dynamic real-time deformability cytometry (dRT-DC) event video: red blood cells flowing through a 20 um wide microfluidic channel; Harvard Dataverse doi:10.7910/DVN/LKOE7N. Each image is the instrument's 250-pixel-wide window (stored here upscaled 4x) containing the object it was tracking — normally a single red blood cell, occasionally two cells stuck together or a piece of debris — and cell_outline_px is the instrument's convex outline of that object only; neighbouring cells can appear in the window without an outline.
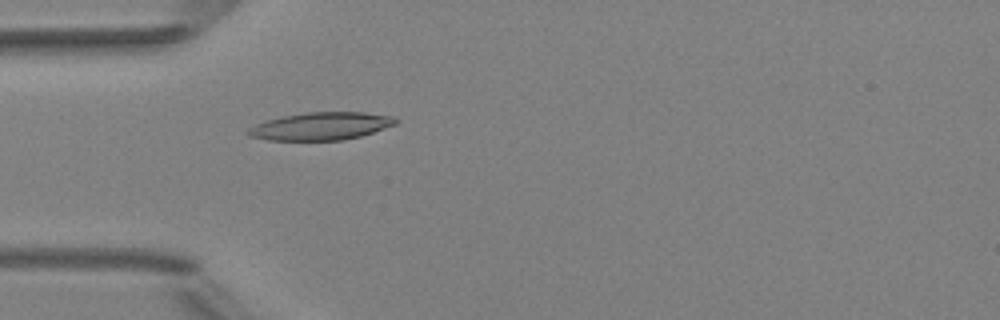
{"species": "Egyptian fruit bat (a non-hibernating species)", "species_latin": "Rousettus aegyptiacus", "temperature_condition": "room temperature", "stored_images_in_passage": 4, "camera_frame_rate_fps": 3000, "um_per_image_px": 0.085, "animal": {"sex": "female"}, "frame": {"image": 1, "passage_image": 4, "time_ms": 3.667, "image_size_px": [1000, 320], "cell_outline_px": [[400, 120], [396, 124], [360, 136], [344, 140], [268, 140], [248, 136], [244, 132], [248, 128], [264, 120], [304, 112], [364, 112], [392, 116]], "centroid_in_image_um": [27.24, 10.72], "position_along_channel_um": 57.8, "area_um2": 23.93}}